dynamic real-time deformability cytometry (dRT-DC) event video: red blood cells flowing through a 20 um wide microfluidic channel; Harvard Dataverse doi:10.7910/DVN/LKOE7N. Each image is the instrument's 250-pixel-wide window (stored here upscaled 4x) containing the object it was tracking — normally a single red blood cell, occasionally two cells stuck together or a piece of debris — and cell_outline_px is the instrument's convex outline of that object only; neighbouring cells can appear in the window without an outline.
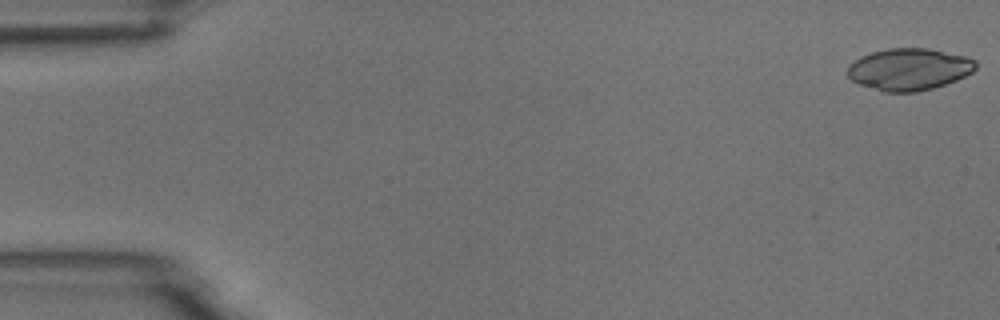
{"species": "common noctule bat (a hibernating species)", "species_latin": "Nyctalus noctula", "temperature_condition": "room temperature", "stored_images_in_passage": 6, "camera_frame_rate_fps": 3000, "um_per_image_px": 0.085, "animal": {"sex": "male", "body_mass_g": 18.8}, "frame": {"image": 1, "passage_image": 1, "time_ms": 0.0, "image_size_px": [1000, 320], "cell_outline_px": [[976, 68], [972, 72], [956, 80], [932, 88], [916, 92], [884, 92], [860, 84], [852, 80], [848, 76], [848, 68], [860, 56], [872, 52], [888, 48], [928, 48], [964, 56], [976, 60]], "centroid_in_image_um": [77.28, 5.88], "position_along_channel_um": 7.7, "area_um2": 31.04}}